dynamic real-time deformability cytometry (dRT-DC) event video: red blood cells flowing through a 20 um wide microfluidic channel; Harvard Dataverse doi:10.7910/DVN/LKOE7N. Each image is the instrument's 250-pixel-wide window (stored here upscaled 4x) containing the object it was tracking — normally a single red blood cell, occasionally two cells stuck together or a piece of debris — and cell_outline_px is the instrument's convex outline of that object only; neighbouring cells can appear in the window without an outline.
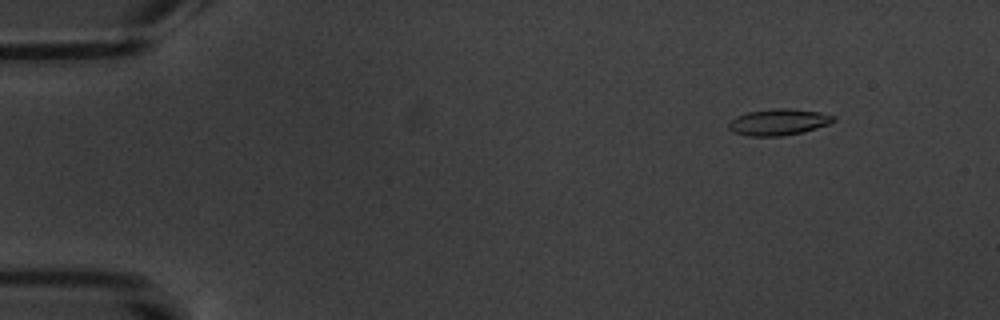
{"species": "common noctule bat (a hibernating species)", "species_latin": "Nyctalus noctula", "temperature_condition": "warm", "stored_images_in_passage": 5, "camera_frame_rate_fps": 3000, "um_per_image_px": 0.085, "animal": {"sex": "male", "body_mass_g": 20.1, "forearm_length_mm": 53.5}, "frame": {"image": 1, "passage_image": 2, "time_ms": 1.0, "image_size_px": [1000, 320], "cell_outline_px": [[836, 120], [828, 124], [816, 128], [784, 136], [748, 136], [732, 132], [728, 128], [728, 124], [736, 116], [748, 112], [776, 108], [792, 108], [820, 112], [836, 116]], "centroid_in_image_um": [66.18, 10.37], "position_along_channel_um": 18.8, "area_um2": 16.13}}
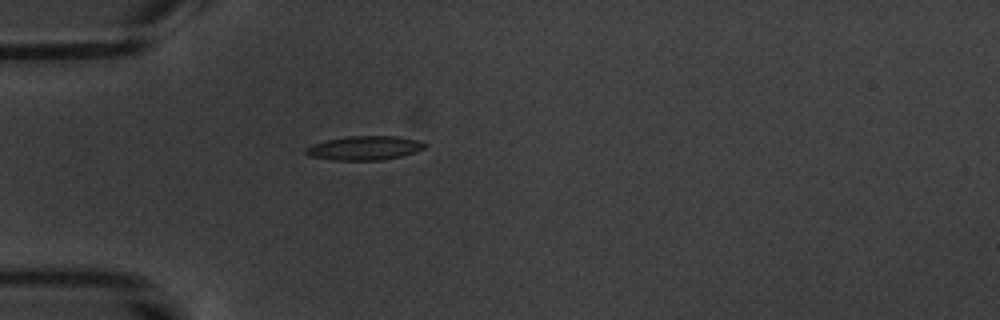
{"frame": {"image": 2, "passage_image": 5, "time_ms": 4.667, "image_size_px": [1000, 320], "cell_outline_px": [[428, 144], [424, 148], [400, 156], [380, 160], [332, 160], [308, 156], [304, 152], [304, 148], [312, 144], [328, 140], [348, 136], [396, 136], [420, 140]], "centroid_in_image_um": [30.95, 12.58], "position_along_channel_um": 54.1, "area_um2": 16.65}}